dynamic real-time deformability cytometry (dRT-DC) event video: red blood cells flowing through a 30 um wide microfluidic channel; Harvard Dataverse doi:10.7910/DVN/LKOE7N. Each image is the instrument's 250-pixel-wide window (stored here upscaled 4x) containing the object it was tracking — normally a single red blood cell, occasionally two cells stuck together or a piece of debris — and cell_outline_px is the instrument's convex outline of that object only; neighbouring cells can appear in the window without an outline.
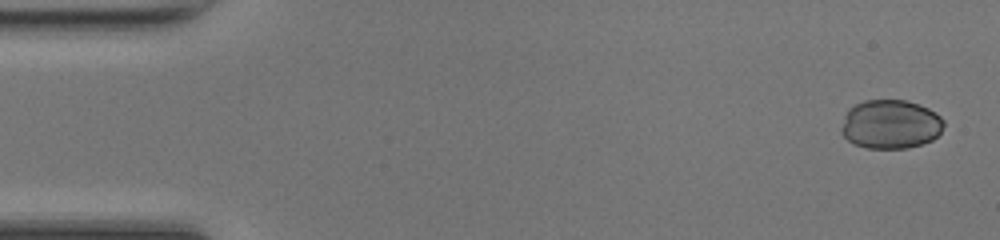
{"species": "common noctule bat (a hibernating species)", "species_latin": "Nyctalus noctula", "temperature_condition": "room temperature", "stored_images_in_passage": 49, "camera_frame_rate_fps": 3000, "um_per_image_px": 0.085, "animal": {"sex": "female", "body_mass_g": 17.0, "forearm_length_mm": 48.0}, "frame": {"image": 1, "passage_image": 2, "time_ms": 0.333, "image_size_px": [1000, 240], "cell_outline_px": [[944, 124], [940, 132], [932, 140], [908, 148], [868, 148], [856, 144], [848, 140], [840, 132], [840, 128], [844, 116], [856, 104], [864, 100], [904, 100], [928, 108], [940, 116], [944, 120]], "centroid_in_image_um": [75.69, 10.57], "position_along_channel_um": 9.3, "area_um2": 29.02}}
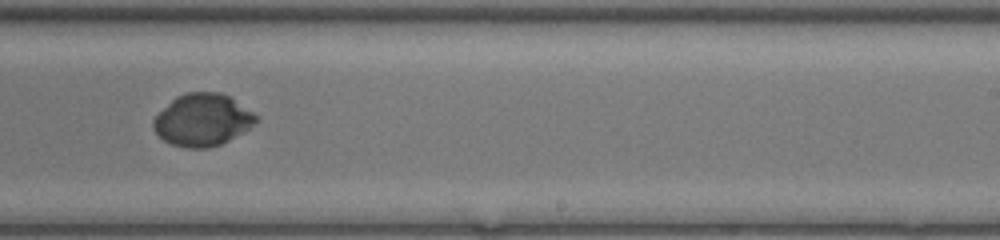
{"frame": {"image": 2, "passage_image": 30, "time_ms": 9.667, "image_size_px": [1000, 240], "cell_outline_px": [[260, 120], [244, 132], [220, 144], [208, 148], [184, 148], [172, 144], [164, 140], [152, 128], [152, 120], [176, 96], [184, 92], [220, 92], [228, 96], [260, 116]], "centroid_in_image_um": [17.23, 10.19], "position_along_channel_um": 271.8, "area_um2": 31.27}}
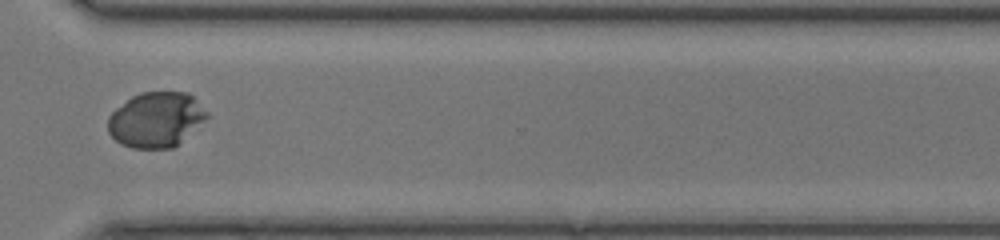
{"frame": {"image": 3, "passage_image": 36, "time_ms": 11.667, "image_size_px": [1000, 240], "cell_outline_px": [[208, 116], [204, 120], [172, 148], [132, 148], [120, 144], [108, 132], [108, 116], [116, 108], [132, 96], [140, 92], [188, 92], [208, 112]], "centroid_in_image_um": [13.22, 10.16], "position_along_channel_um": 357.4, "area_um2": 31.44}}